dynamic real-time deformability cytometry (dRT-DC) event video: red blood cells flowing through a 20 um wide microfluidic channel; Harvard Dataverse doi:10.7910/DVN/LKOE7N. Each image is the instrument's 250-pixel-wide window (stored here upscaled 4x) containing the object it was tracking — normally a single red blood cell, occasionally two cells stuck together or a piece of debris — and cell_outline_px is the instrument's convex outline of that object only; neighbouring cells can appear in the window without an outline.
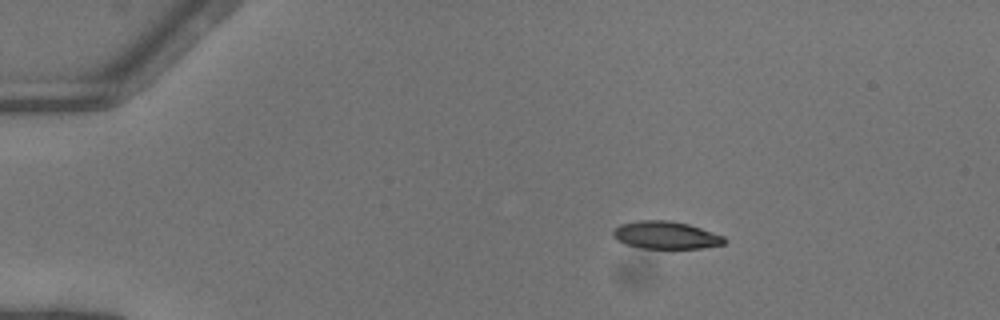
{"species": "common noctule bat (a hibernating species)", "species_latin": "Nyctalus noctula", "temperature_condition": "warm", "stored_images_in_passage": 43, "camera_frame_rate_fps": 3000, "um_per_image_px": 0.085, "animal": {"sex": "female"}, "frame": {"image": 1, "passage_image": 1, "time_ms": 0.0, "image_size_px": [1000, 320], "cell_outline_px": [[728, 240], [724, 244], [700, 248], [644, 248], [624, 244], [616, 240], [612, 236], [612, 232], [620, 224], [636, 220], [668, 220], [688, 224], [724, 236]], "centroid_in_image_um": [56.57, 19.98], "position_along_channel_um": 28.4, "area_um2": 17.92}}
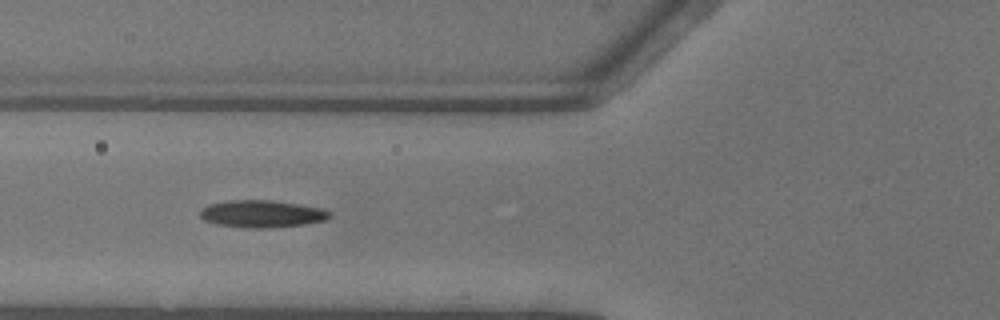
{"frame": {"image": 2, "passage_image": 12, "time_ms": 3.667, "image_size_px": [1000, 320], "cell_outline_px": [[332, 216], [328, 220], [304, 224], [268, 228], [244, 228], [216, 224], [204, 220], [200, 216], [200, 208], [208, 204], [232, 200], [272, 200], [324, 208], [332, 212]], "centroid_in_image_um": [22.29, 18.18], "position_along_channel_um": 103.5, "area_um2": 20.87}}
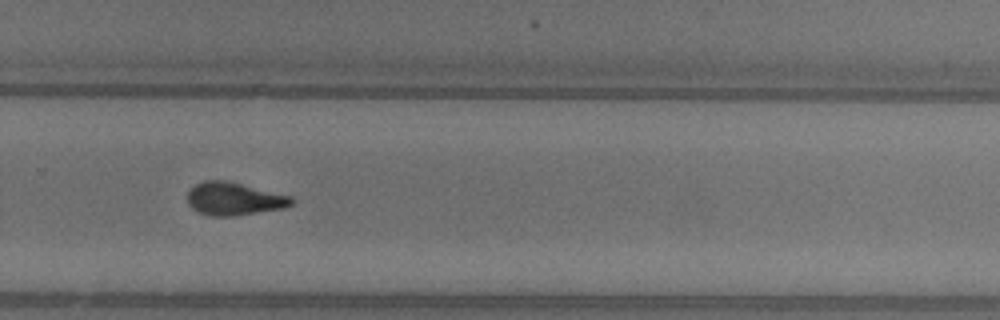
{"frame": {"image": 3, "passage_image": 27, "time_ms": 8.667, "image_size_px": [1000, 320], "cell_outline_px": [[296, 200], [292, 204], [284, 208], [232, 216], [208, 216], [196, 212], [188, 204], [188, 192], [196, 184], [204, 180], [224, 180], [292, 196]], "centroid_in_image_um": [19.89, 16.91], "position_along_channel_um": 309.9, "area_um2": 19.94}, "authors_computed_cell_mechanics": {"area_um2": 19.652, "velocity_mm_per_s": 4.1306, "shape_relaxation_time_tau1_ms": 6.8936, "shape_relaxation_time_tau2_ms": 3.4587, "deformation_change_tau1": 0.2371, "deformation_change_tau2": 0.1161}}